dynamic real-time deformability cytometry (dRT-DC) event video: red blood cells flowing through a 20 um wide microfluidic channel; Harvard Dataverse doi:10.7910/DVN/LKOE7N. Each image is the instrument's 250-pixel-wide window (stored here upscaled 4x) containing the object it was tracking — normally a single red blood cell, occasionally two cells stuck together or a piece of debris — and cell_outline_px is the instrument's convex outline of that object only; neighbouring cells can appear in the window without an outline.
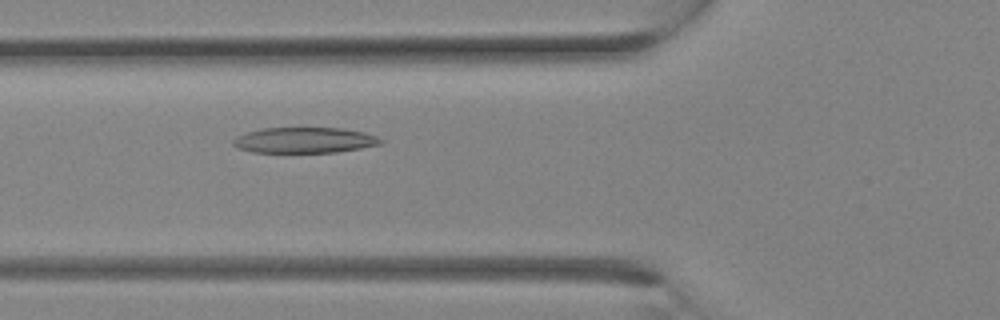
{"species": "Egyptian fruit bat (a non-hibernating species)", "species_latin": "Rousettus aegyptiacus", "temperature_condition": "room temperature", "stored_images_in_passage": 7, "camera_frame_rate_fps": 3000, "um_per_image_px": 0.085, "animal": {"sex": "female"}, "frame": {"image": 1, "passage_image": 7, "time_ms": 2.0, "image_size_px": [1000, 320], "cell_outline_px": [[384, 140], [380, 144], [360, 148], [336, 152], [252, 152], [236, 148], [232, 144], [232, 140], [236, 136], [248, 132], [264, 128], [344, 128], [364, 132], [376, 136]], "centroid_in_image_um": [25.86, 11.91], "position_along_channel_um": 99.9, "area_um2": 22.02}}